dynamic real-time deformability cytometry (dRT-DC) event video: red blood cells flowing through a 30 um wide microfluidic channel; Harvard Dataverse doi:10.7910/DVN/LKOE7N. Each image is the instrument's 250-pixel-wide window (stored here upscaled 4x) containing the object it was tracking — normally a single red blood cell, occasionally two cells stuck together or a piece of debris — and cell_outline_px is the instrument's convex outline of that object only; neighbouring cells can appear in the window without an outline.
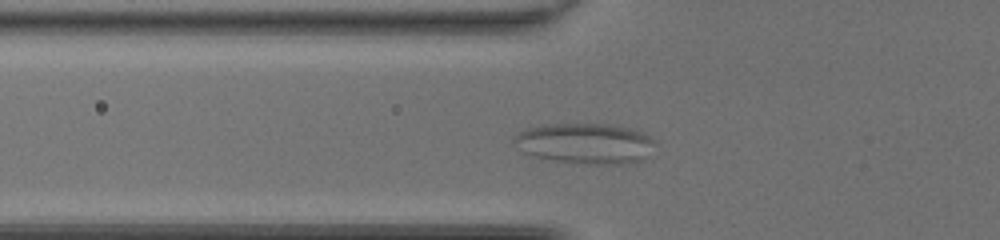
{"species": "common noctule bat (a hibernating species)", "species_latin": "Nyctalus noctula", "temperature_condition": "room temperature", "stored_images_in_passage": 40, "camera_frame_rate_fps": 3000, "um_per_image_px": 0.085, "animal": {"sex": "female", "body_mass_g": 20.0, "forearm_length_mm": 54.0}, "frame": {"image": 1, "passage_image": 9, "time_ms": 2.667, "image_size_px": [1000, 240], "cell_outline_px": [[652, 140], [640, 160], [628, 164], [588, 164], [556, 160], [536, 156], [524, 152], [512, 140], [512, 136], [528, 128], [552, 124], [612, 124], [636, 128], [644, 132]], "centroid_in_image_um": [49.7, 12.17], "position_along_channel_um": 76.1, "area_um2": 32.66}}
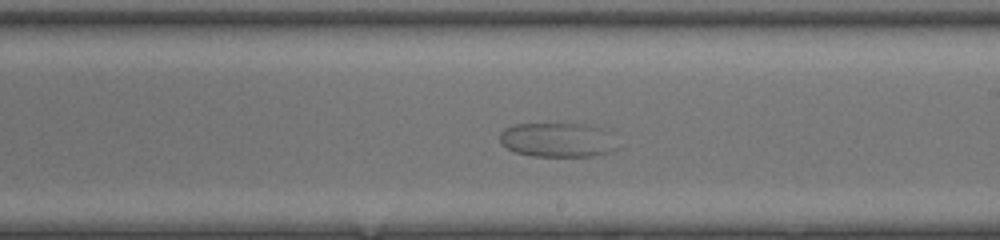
{"frame": {"image": 2, "passage_image": 21, "time_ms": 6.667, "image_size_px": [1000, 240], "cell_outline_px": [[616, 148], [608, 152], [596, 156], [532, 156], [516, 152], [508, 148], [500, 140], [500, 132], [504, 128], [512, 124], [592, 124], [600, 128]], "centroid_in_image_um": [47.29, 11.89], "position_along_channel_um": 241.7, "area_um2": 23.0}}
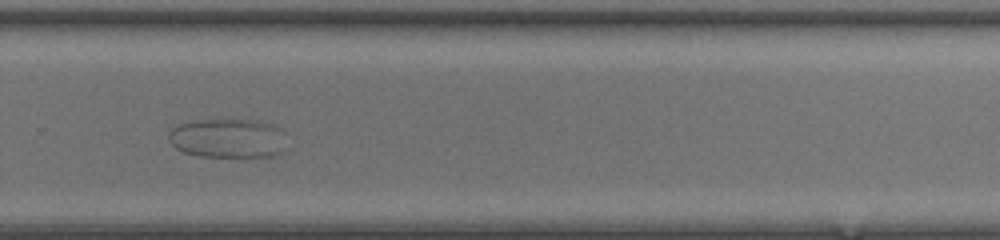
{"frame": {"image": 3, "passage_image": 26, "time_ms": 8.333, "image_size_px": [1000, 240], "cell_outline_px": [[284, 152], [272, 156], [200, 156], [184, 152], [176, 148], [168, 140], [168, 132], [172, 128], [180, 124], [192, 120], [260, 120], [272, 124], [280, 128]], "centroid_in_image_um": [19.33, 11.74], "position_along_channel_um": 310.5, "area_um2": 26.82}}